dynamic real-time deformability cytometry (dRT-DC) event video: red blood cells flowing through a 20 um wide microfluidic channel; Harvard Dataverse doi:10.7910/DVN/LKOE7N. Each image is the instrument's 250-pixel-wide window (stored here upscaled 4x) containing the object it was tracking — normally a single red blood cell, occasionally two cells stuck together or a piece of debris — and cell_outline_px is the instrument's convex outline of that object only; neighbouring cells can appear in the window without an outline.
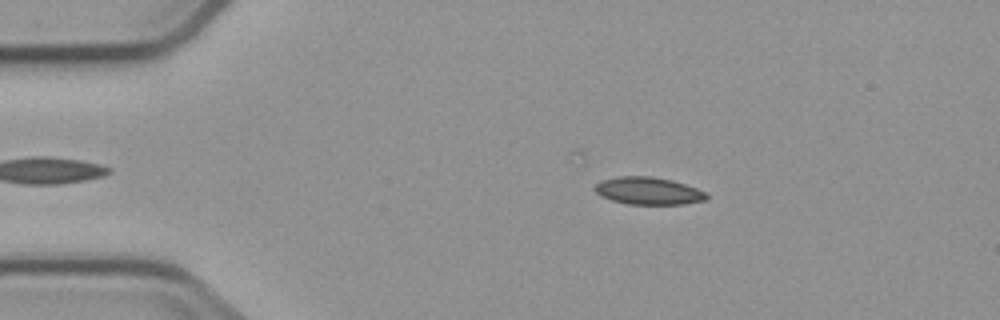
{"species": "common noctule bat (a hibernating species)", "species_latin": "Nyctalus noctula", "temperature_condition": "cold", "stored_images_in_passage": 5, "camera_frame_rate_fps": 3000, "um_per_image_px": 0.085, "animal": {"sex": "male", "body_mass_g": 23.1, "forearm_length_mm": 52.7}, "frame": {"image": 1, "passage_image": 2, "time_ms": 1.333, "image_size_px": [1000, 320], "cell_outline_px": [[708, 196], [704, 200], [684, 204], [628, 204], [612, 200], [600, 196], [592, 188], [600, 180], [620, 176], [652, 176], [672, 180], [708, 192]], "centroid_in_image_um": [55.08, 16.22], "position_along_channel_um": 29.9, "area_um2": 17.92}}
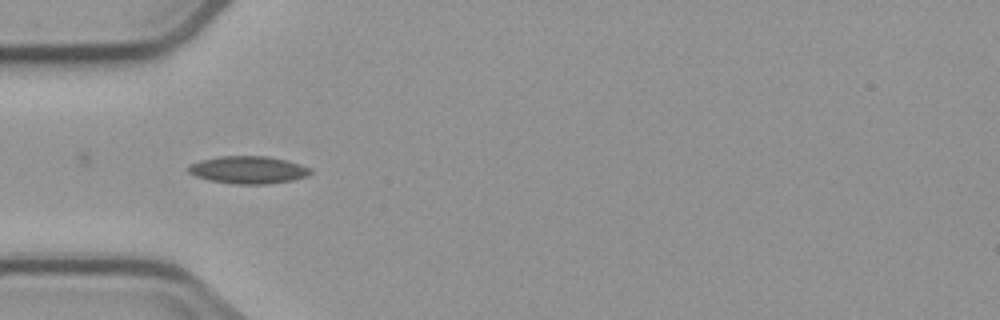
{"frame": {"image": 2, "passage_image": 4, "time_ms": 3.667, "image_size_px": [1000, 320], "cell_outline_px": [[312, 172], [308, 176], [292, 180], [268, 184], [232, 184], [212, 180], [196, 176], [188, 172], [188, 168], [192, 164], [200, 160], [220, 156], [268, 156], [288, 160], [300, 164], [308, 168]], "centroid_in_image_um": [21.13, 14.43], "position_along_channel_um": 63.9, "area_um2": 19.48}}
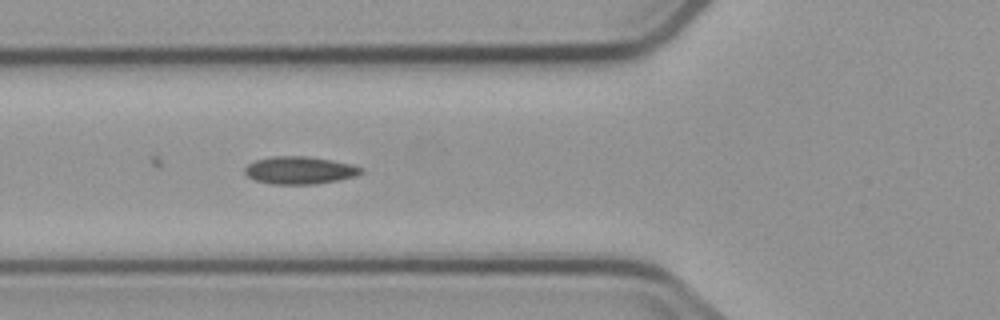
{"frame": {"image": 3, "passage_image": 5, "time_ms": 4.667, "image_size_px": [1000, 320], "cell_outline_px": [[364, 172], [356, 176], [340, 180], [316, 184], [272, 184], [256, 180], [248, 176], [244, 172], [244, 168], [248, 164], [256, 160], [272, 156], [304, 156], [332, 160], [352, 164], [364, 168]], "centroid_in_image_um": [25.51, 14.47], "position_along_channel_um": 100.3, "area_um2": 18.79}}